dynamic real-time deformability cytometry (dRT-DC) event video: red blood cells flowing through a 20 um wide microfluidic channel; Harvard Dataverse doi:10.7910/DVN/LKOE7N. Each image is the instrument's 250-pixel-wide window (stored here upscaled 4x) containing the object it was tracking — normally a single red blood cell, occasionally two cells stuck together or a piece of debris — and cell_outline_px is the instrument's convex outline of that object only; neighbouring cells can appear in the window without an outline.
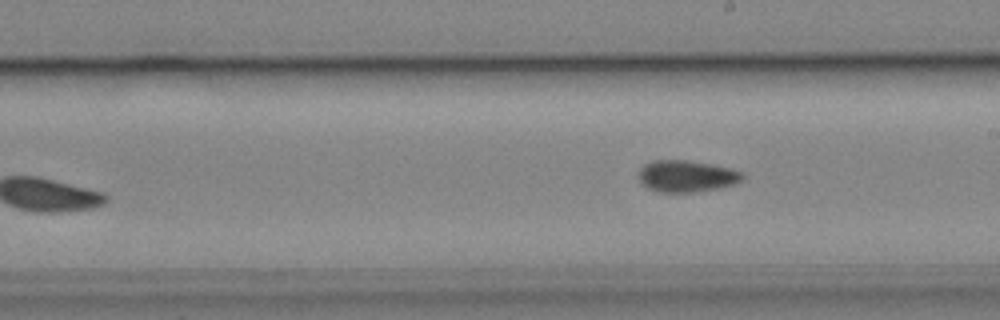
{"species": "common noctule bat (a hibernating species)", "species_latin": "Nyctalus noctula", "temperature_condition": "cold", "stored_images_in_passage": 8, "camera_frame_rate_fps": 3000, "um_per_image_px": 0.085, "animal": {"sex": "male", "body_mass_g": 19.2, "forearm_length_mm": 51.8}, "frame": {"image": 1, "passage_image": 8, "time_ms": 8.333, "image_size_px": [1000, 320], "cell_outline_px": [[744, 176], [736, 184], [720, 188], [696, 192], [660, 192], [648, 188], [640, 180], [640, 168], [644, 164], [652, 160], [688, 160], [712, 164], [728, 168], [740, 172]], "centroid_in_image_um": [58.36, 14.97], "position_along_channel_um": 230.6, "area_um2": 19.07}}